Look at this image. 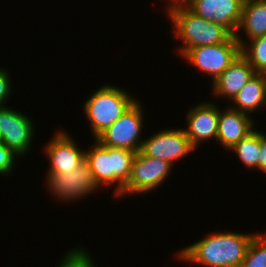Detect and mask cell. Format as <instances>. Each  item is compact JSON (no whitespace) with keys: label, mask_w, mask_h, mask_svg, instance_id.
Returning a JSON list of instances; mask_svg holds the SVG:
<instances>
[{"label":"cell","mask_w":266,"mask_h":267,"mask_svg":"<svg viewBox=\"0 0 266 267\" xmlns=\"http://www.w3.org/2000/svg\"><path fill=\"white\" fill-rule=\"evenodd\" d=\"M257 233L214 231L176 252L180 261L204 267H240Z\"/></svg>","instance_id":"1"},{"label":"cell","mask_w":266,"mask_h":267,"mask_svg":"<svg viewBox=\"0 0 266 267\" xmlns=\"http://www.w3.org/2000/svg\"><path fill=\"white\" fill-rule=\"evenodd\" d=\"M165 11L174 37L182 43V47H177L179 56L194 47L224 43L232 36L226 28L194 14L184 4L172 5Z\"/></svg>","instance_id":"2"},{"label":"cell","mask_w":266,"mask_h":267,"mask_svg":"<svg viewBox=\"0 0 266 267\" xmlns=\"http://www.w3.org/2000/svg\"><path fill=\"white\" fill-rule=\"evenodd\" d=\"M90 149H85V160L90 165L95 182L99 187L114 188L117 197L124 189L131 174L132 163L137 152L102 146L97 140Z\"/></svg>","instance_id":"3"},{"label":"cell","mask_w":266,"mask_h":267,"mask_svg":"<svg viewBox=\"0 0 266 267\" xmlns=\"http://www.w3.org/2000/svg\"><path fill=\"white\" fill-rule=\"evenodd\" d=\"M137 99L125 89L113 85L105 84L92 92L82 108L94 139L122 116Z\"/></svg>","instance_id":"4"},{"label":"cell","mask_w":266,"mask_h":267,"mask_svg":"<svg viewBox=\"0 0 266 267\" xmlns=\"http://www.w3.org/2000/svg\"><path fill=\"white\" fill-rule=\"evenodd\" d=\"M143 106L137 99L110 127L103 131L95 140L102 146L123 148L138 152L142 147L144 138L143 123L145 113Z\"/></svg>","instance_id":"5"},{"label":"cell","mask_w":266,"mask_h":267,"mask_svg":"<svg viewBox=\"0 0 266 267\" xmlns=\"http://www.w3.org/2000/svg\"><path fill=\"white\" fill-rule=\"evenodd\" d=\"M240 54L241 46L232 35L224 43L191 48L181 57L206 76H210L213 82Z\"/></svg>","instance_id":"6"},{"label":"cell","mask_w":266,"mask_h":267,"mask_svg":"<svg viewBox=\"0 0 266 267\" xmlns=\"http://www.w3.org/2000/svg\"><path fill=\"white\" fill-rule=\"evenodd\" d=\"M172 167L174 166L168 161L148 157L138 151L132 163L128 182L117 197H125L126 194L129 196L151 193L167 180Z\"/></svg>","instance_id":"7"},{"label":"cell","mask_w":266,"mask_h":267,"mask_svg":"<svg viewBox=\"0 0 266 267\" xmlns=\"http://www.w3.org/2000/svg\"><path fill=\"white\" fill-rule=\"evenodd\" d=\"M45 182L48 184L46 186L49 193L64 203L78 201L83 197L87 199L89 194H93L96 189L100 188L86 160L73 171L63 174H46Z\"/></svg>","instance_id":"8"},{"label":"cell","mask_w":266,"mask_h":267,"mask_svg":"<svg viewBox=\"0 0 266 267\" xmlns=\"http://www.w3.org/2000/svg\"><path fill=\"white\" fill-rule=\"evenodd\" d=\"M196 150L183 128H165L145 138L140 151L148 157L168 161L173 166Z\"/></svg>","instance_id":"9"},{"label":"cell","mask_w":266,"mask_h":267,"mask_svg":"<svg viewBox=\"0 0 266 267\" xmlns=\"http://www.w3.org/2000/svg\"><path fill=\"white\" fill-rule=\"evenodd\" d=\"M32 118L21 111L6 106L0 107L1 142L20 158L30 151L35 135ZM22 156V157H21Z\"/></svg>","instance_id":"10"},{"label":"cell","mask_w":266,"mask_h":267,"mask_svg":"<svg viewBox=\"0 0 266 267\" xmlns=\"http://www.w3.org/2000/svg\"><path fill=\"white\" fill-rule=\"evenodd\" d=\"M54 136L42 148L49 160L46 174H63L73 171L85 160V150L80 149L78 143L66 131H56Z\"/></svg>","instance_id":"11"},{"label":"cell","mask_w":266,"mask_h":267,"mask_svg":"<svg viewBox=\"0 0 266 267\" xmlns=\"http://www.w3.org/2000/svg\"><path fill=\"white\" fill-rule=\"evenodd\" d=\"M244 0H186L183 4L194 14L213 21L236 35Z\"/></svg>","instance_id":"12"},{"label":"cell","mask_w":266,"mask_h":267,"mask_svg":"<svg viewBox=\"0 0 266 267\" xmlns=\"http://www.w3.org/2000/svg\"><path fill=\"white\" fill-rule=\"evenodd\" d=\"M184 131L191 144L197 148L201 142L211 139L216 141L218 135L219 105L214 102H200L186 112Z\"/></svg>","instance_id":"13"},{"label":"cell","mask_w":266,"mask_h":267,"mask_svg":"<svg viewBox=\"0 0 266 267\" xmlns=\"http://www.w3.org/2000/svg\"><path fill=\"white\" fill-rule=\"evenodd\" d=\"M253 116L234 110L231 107L219 108L218 135L216 142L229 150L255 129Z\"/></svg>","instance_id":"14"},{"label":"cell","mask_w":266,"mask_h":267,"mask_svg":"<svg viewBox=\"0 0 266 267\" xmlns=\"http://www.w3.org/2000/svg\"><path fill=\"white\" fill-rule=\"evenodd\" d=\"M249 61L240 54L224 71L212 82V94L215 98H226L231 101L255 74Z\"/></svg>","instance_id":"15"},{"label":"cell","mask_w":266,"mask_h":267,"mask_svg":"<svg viewBox=\"0 0 266 267\" xmlns=\"http://www.w3.org/2000/svg\"><path fill=\"white\" fill-rule=\"evenodd\" d=\"M230 103L232 109L250 116L259 109L266 110V74L255 73Z\"/></svg>","instance_id":"16"},{"label":"cell","mask_w":266,"mask_h":267,"mask_svg":"<svg viewBox=\"0 0 266 267\" xmlns=\"http://www.w3.org/2000/svg\"><path fill=\"white\" fill-rule=\"evenodd\" d=\"M241 31L248 40L266 34V0H244L241 22L236 34Z\"/></svg>","instance_id":"17"},{"label":"cell","mask_w":266,"mask_h":267,"mask_svg":"<svg viewBox=\"0 0 266 267\" xmlns=\"http://www.w3.org/2000/svg\"><path fill=\"white\" fill-rule=\"evenodd\" d=\"M228 151L235 153L245 168L255 171L258 169L260 155V130L254 129Z\"/></svg>","instance_id":"18"},{"label":"cell","mask_w":266,"mask_h":267,"mask_svg":"<svg viewBox=\"0 0 266 267\" xmlns=\"http://www.w3.org/2000/svg\"><path fill=\"white\" fill-rule=\"evenodd\" d=\"M242 34H236V40L241 46V54L249 61L256 73L266 74V34L245 41ZM248 42V43H247Z\"/></svg>","instance_id":"19"},{"label":"cell","mask_w":266,"mask_h":267,"mask_svg":"<svg viewBox=\"0 0 266 267\" xmlns=\"http://www.w3.org/2000/svg\"><path fill=\"white\" fill-rule=\"evenodd\" d=\"M240 267H266V233L252 238Z\"/></svg>","instance_id":"20"},{"label":"cell","mask_w":266,"mask_h":267,"mask_svg":"<svg viewBox=\"0 0 266 267\" xmlns=\"http://www.w3.org/2000/svg\"><path fill=\"white\" fill-rule=\"evenodd\" d=\"M88 249L84 247L73 248L67 250L59 260L57 267H98L94 263L95 260L92 258Z\"/></svg>","instance_id":"21"},{"label":"cell","mask_w":266,"mask_h":267,"mask_svg":"<svg viewBox=\"0 0 266 267\" xmlns=\"http://www.w3.org/2000/svg\"><path fill=\"white\" fill-rule=\"evenodd\" d=\"M20 156L17 155L13 150L9 149L4 143H0V175H9L14 171V165L17 158Z\"/></svg>","instance_id":"22"},{"label":"cell","mask_w":266,"mask_h":267,"mask_svg":"<svg viewBox=\"0 0 266 267\" xmlns=\"http://www.w3.org/2000/svg\"><path fill=\"white\" fill-rule=\"evenodd\" d=\"M10 77V72L0 66V107L6 106V102L13 93L11 92L13 86Z\"/></svg>","instance_id":"23"},{"label":"cell","mask_w":266,"mask_h":267,"mask_svg":"<svg viewBox=\"0 0 266 267\" xmlns=\"http://www.w3.org/2000/svg\"><path fill=\"white\" fill-rule=\"evenodd\" d=\"M258 170L266 173V133L260 130V155L258 160Z\"/></svg>","instance_id":"24"},{"label":"cell","mask_w":266,"mask_h":267,"mask_svg":"<svg viewBox=\"0 0 266 267\" xmlns=\"http://www.w3.org/2000/svg\"><path fill=\"white\" fill-rule=\"evenodd\" d=\"M169 2L166 4L165 8H168L172 5H176V4H183L186 0H165V2Z\"/></svg>","instance_id":"25"}]
</instances>
